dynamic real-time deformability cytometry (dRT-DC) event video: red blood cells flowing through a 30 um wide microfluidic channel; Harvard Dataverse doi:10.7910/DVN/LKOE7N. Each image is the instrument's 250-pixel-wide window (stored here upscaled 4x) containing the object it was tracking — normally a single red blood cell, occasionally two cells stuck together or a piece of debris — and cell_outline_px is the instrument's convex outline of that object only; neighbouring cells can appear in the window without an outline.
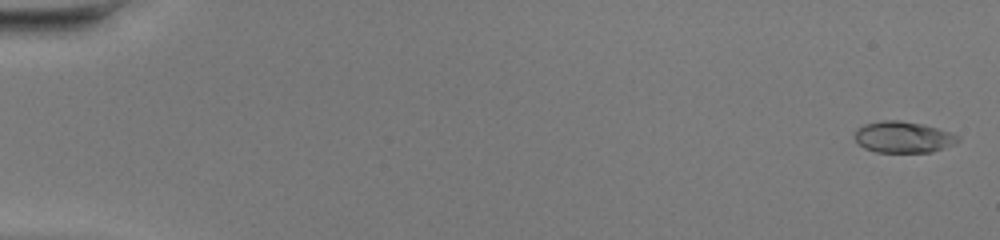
{"species": "common noctule bat (a hibernating species)", "species_latin": "Nyctalus noctula", "temperature_condition": "warm", "stored_images_in_passage": 16, "camera_frame_rate_fps": 3000, "um_per_image_px": 0.085, "animal": {"sex": "female", "body_mass_g": 20.0, "forearm_length_mm": 54.0}, "frame": {"image": 1, "passage_image": 2, "time_ms": 0.333, "image_size_px": [1000, 240], "cell_outline_px": [[960, 140], [952, 144], [932, 152], [876, 152], [864, 148], [856, 140], [856, 128], [864, 124], [884, 120], [900, 120], [924, 124], [960, 136]], "centroid_in_image_um": [76.76, 11.65], "position_along_channel_um": 8.2, "area_um2": 18.67}}